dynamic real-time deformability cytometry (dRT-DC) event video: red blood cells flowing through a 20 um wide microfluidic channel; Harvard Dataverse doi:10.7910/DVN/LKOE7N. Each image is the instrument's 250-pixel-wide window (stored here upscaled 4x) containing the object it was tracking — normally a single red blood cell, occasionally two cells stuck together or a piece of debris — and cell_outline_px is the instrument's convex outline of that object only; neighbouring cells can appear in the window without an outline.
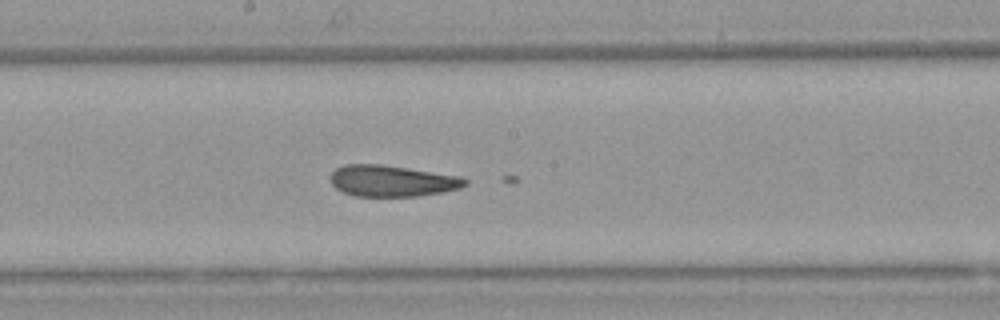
{"species": "Egyptian fruit bat (a non-hibernating species)", "species_latin": "Rousettus aegyptiacus", "temperature_condition": "warm", "stored_images_in_passage": 38, "camera_frame_rate_fps": 3000, "um_per_image_px": 0.085, "animal": {"sex": "female"}, "frame": {"image": 1, "passage_image": 16, "time_ms": 5.0, "image_size_px": [1000, 320], "cell_outline_px": [[468, 184], [460, 188], [444, 192], [416, 196], [352, 196], [336, 188], [332, 184], [332, 172], [336, 168], [344, 164], [380, 164], [460, 176], [468, 180]], "centroid_in_image_um": [33.34, 15.38], "position_along_channel_um": 214.9, "area_um2": 24.45}}
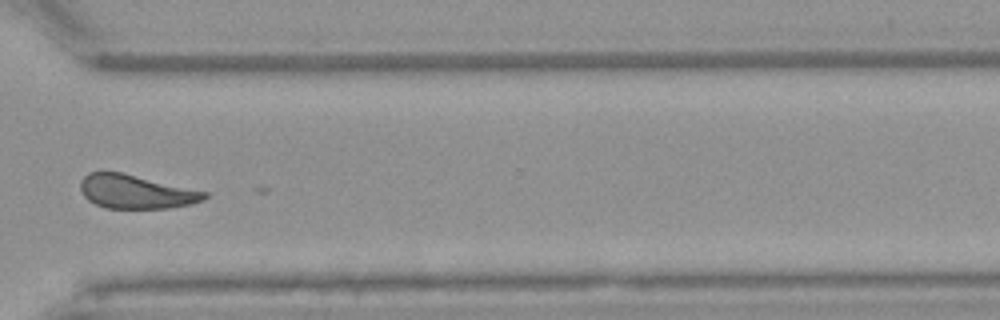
{"frame": {"image": 2, "passage_image": 27, "time_ms": 8.667, "image_size_px": [1000, 320], "cell_outline_px": [[208, 196], [204, 200], [188, 204], [168, 208], [104, 208], [88, 200], [84, 196], [80, 188], [80, 180], [88, 172], [120, 172], [208, 192]], "centroid_in_image_um": [11.53, 16.3], "position_along_channel_um": 359.1, "area_um2": 24.22}}